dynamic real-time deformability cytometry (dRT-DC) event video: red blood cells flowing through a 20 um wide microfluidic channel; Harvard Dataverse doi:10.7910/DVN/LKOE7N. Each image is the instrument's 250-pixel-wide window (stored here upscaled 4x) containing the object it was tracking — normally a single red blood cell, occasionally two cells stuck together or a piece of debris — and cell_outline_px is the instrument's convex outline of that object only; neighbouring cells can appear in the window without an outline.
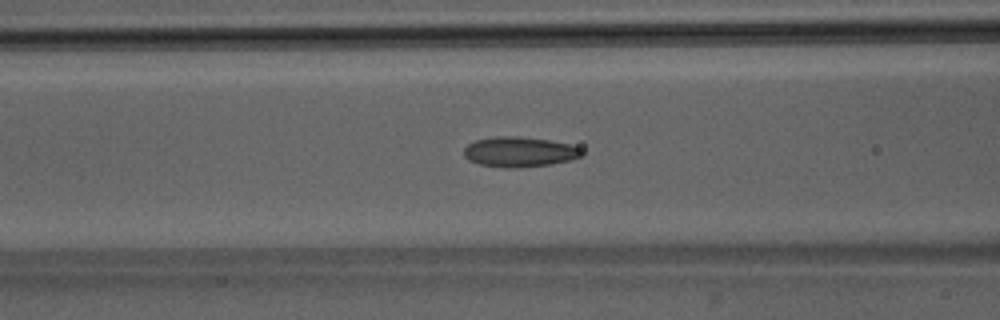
{"species": "Egyptian fruit bat (a non-hibernating species)", "species_latin": "Rousettus aegyptiacus", "temperature_condition": "room temperature", "stored_images_in_passage": 50, "camera_frame_rate_fps": 3000, "um_per_image_px": 0.085, "animal": {"sex": "male"}, "frame": {"image": 1, "passage_image": 20, "time_ms": 6.333, "image_size_px": [1000, 320], "cell_outline_px": [[584, 156], [572, 160], [552, 164], [516, 168], [504, 168], [480, 164], [468, 160], [464, 156], [464, 148], [468, 144], [476, 140], [496, 136], [516, 136], [548, 140], [568, 144], [580, 148], [584, 152]], "centroid_in_image_um": [44.17, 12.92], "position_along_channel_um": 122.4, "area_um2": 20.81}}
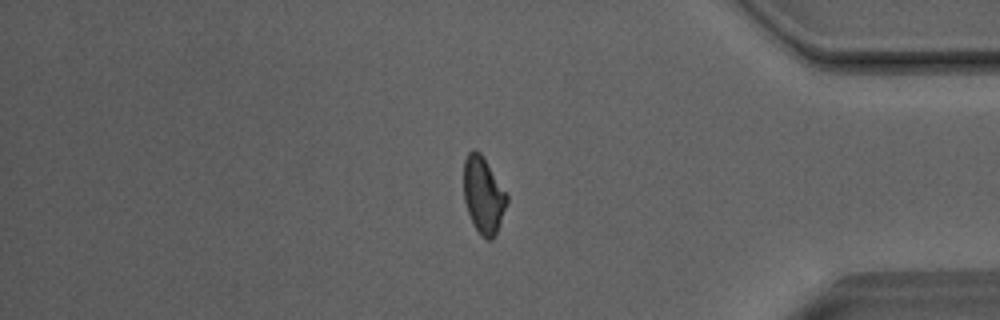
{"frame": {"image": 2, "passage_image": 42, "time_ms": 13.667, "image_size_px": [1000, 320], "cell_outline_px": [[508, 200], [496, 232], [492, 240], [488, 240], [480, 236], [468, 212], [464, 200], [464, 160], [468, 152], [472, 148], [480, 152], [508, 196]], "centroid_in_image_um": [41.07, 16.57], "position_along_channel_um": 394.1, "area_um2": 18.9}}
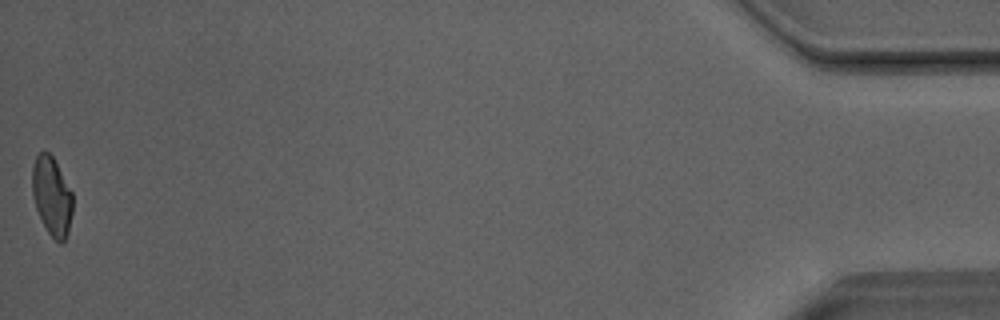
{"frame": {"image": 3, "passage_image": 50, "time_ms": 16.333, "image_size_px": [1000, 320], "cell_outline_px": [[72, 212], [68, 232], [64, 244], [60, 244], [48, 232], [36, 208], [32, 192], [32, 168], [36, 156], [40, 152], [48, 152], [52, 156], [72, 192]], "centroid_in_image_um": [4.41, 16.69], "position_along_channel_um": 430.8, "area_um2": 18.32}, "authors_computed_cell_mechanics": {"area_um2": 19.9121, "velocity_mm_per_s": 4.0698, "shape_relaxation_time_tau1_ms": 9.7242, "shape_relaxation_time_tau2_ms": 1.2644, "deformation_change_tau1": 0.2103, "deformation_change_tau2": 0.069}}